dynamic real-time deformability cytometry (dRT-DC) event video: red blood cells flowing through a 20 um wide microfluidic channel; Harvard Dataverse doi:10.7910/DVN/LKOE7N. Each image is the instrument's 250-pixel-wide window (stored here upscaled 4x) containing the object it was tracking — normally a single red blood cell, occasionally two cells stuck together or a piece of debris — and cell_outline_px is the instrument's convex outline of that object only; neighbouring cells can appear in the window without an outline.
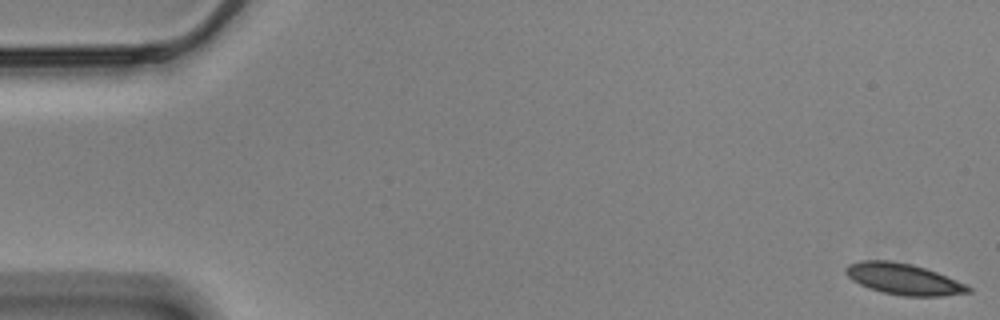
{"species": "Egyptian fruit bat (a non-hibernating species)", "species_latin": "Rousettus aegyptiacus", "temperature_condition": "cold", "stored_images_in_passage": 3, "camera_frame_rate_fps": 3000, "um_per_image_px": 0.085, "animal": {"sex": "male"}, "frame": {"image": 1, "passage_image": 1, "time_ms": 0.0, "image_size_px": [1000, 320], "cell_outline_px": [[972, 292], [944, 296], [904, 296], [880, 292], [868, 288], [852, 280], [844, 272], [844, 268], [848, 264], [860, 260], [888, 260], [912, 264], [936, 272], [956, 280], [972, 288]], "centroid_in_image_um": [76.76, 23.72], "position_along_channel_um": 8.2, "area_um2": 22.31}}